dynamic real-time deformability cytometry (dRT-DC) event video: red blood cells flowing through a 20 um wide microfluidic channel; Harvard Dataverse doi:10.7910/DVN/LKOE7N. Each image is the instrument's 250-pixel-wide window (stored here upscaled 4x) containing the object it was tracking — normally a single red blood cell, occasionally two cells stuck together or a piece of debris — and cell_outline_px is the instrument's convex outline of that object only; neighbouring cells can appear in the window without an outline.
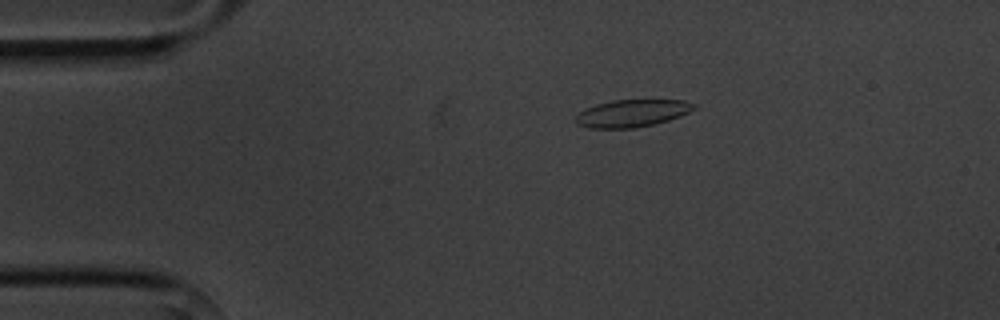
{"species": "common noctule bat (a hibernating species)", "species_latin": "Nyctalus noctula", "temperature_condition": "cold", "stored_images_in_passage": 5, "camera_frame_rate_fps": 3000, "um_per_image_px": 0.085, "animal": {"sex": "male", "body_mass_g": 20.1, "forearm_length_mm": 53.5}, "frame": {"image": 1, "passage_image": 3, "time_ms": 2.333, "image_size_px": [1000, 320], "cell_outline_px": [[696, 108], [680, 116], [668, 120], [636, 128], [588, 128], [576, 124], [572, 120], [580, 112], [596, 104], [612, 100], [684, 100], [696, 104]], "centroid_in_image_um": [53.7, 9.63], "position_along_channel_um": 31.3, "area_um2": 18.84}}
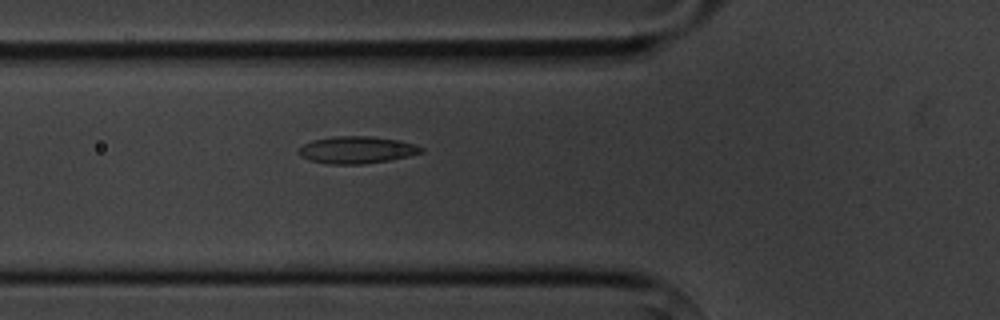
{"frame": {"image": 2, "passage_image": 5, "time_ms": 5.333, "image_size_px": [1000, 320], "cell_outline_px": [[424, 152], [408, 156], [388, 160], [364, 164], [328, 164], [308, 160], [300, 156], [296, 152], [296, 148], [312, 140], [332, 136], [372, 136], [400, 140], [424, 148]], "centroid_in_image_um": [30.26, 12.74], "position_along_channel_um": 95.5, "area_um2": 19.59}}